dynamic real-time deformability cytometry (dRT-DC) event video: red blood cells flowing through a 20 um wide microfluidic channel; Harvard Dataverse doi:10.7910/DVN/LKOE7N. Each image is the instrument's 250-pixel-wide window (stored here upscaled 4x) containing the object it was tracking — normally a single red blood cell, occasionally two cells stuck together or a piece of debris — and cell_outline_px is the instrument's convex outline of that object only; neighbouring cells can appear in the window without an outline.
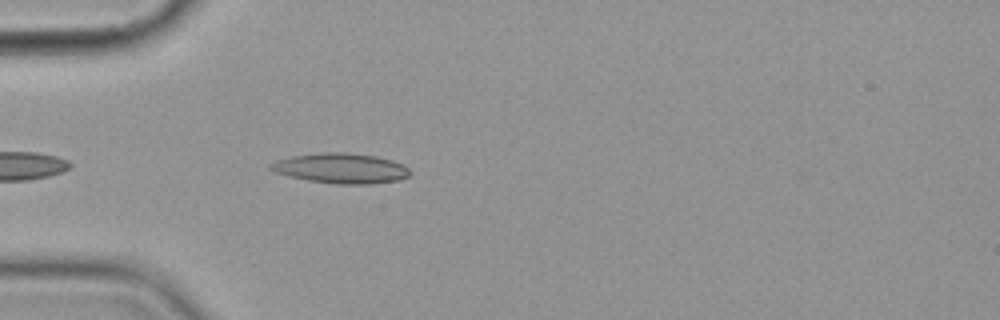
{"species": "common noctule bat (a hibernating species)", "species_latin": "Nyctalus noctula", "temperature_condition": "cold", "stored_images_in_passage": 4, "camera_frame_rate_fps": 3000, "um_per_image_px": 0.085, "animal": {"sex": "female", "body_mass_g": 19.9}, "frame": {"image": 1, "passage_image": 4, "time_ms": 3.667, "image_size_px": [1000, 320], "cell_outline_px": [[412, 172], [408, 176], [396, 180], [372, 184], [336, 184], [308, 180], [288, 176], [276, 172], [268, 168], [268, 164], [276, 160], [292, 156], [328, 152], [344, 152], [376, 156], [392, 160], [404, 164]], "centroid_in_image_um": [28.98, 14.3], "position_along_channel_um": 56.0, "area_um2": 24.45}}